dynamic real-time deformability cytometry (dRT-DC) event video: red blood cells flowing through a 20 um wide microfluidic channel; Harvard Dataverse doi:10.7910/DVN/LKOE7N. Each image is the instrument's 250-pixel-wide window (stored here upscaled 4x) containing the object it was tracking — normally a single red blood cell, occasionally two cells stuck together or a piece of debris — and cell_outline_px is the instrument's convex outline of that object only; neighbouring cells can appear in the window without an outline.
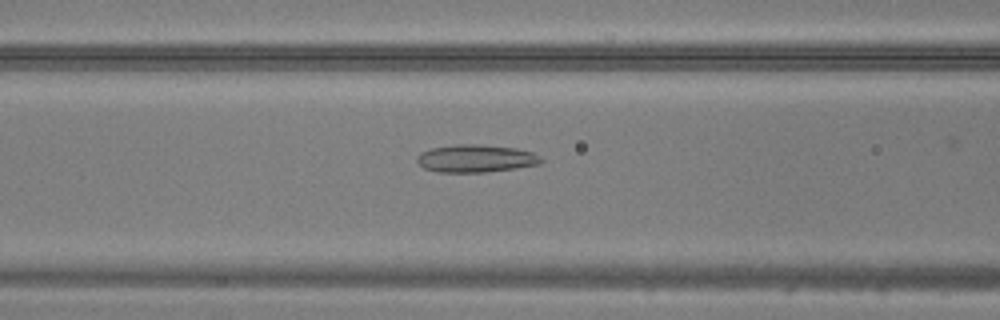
{"species": "common noctule bat (a hibernating species)", "species_latin": "Nyctalus noctula", "temperature_condition": "warm", "stored_images_in_passage": 46, "camera_frame_rate_fps": 3000, "um_per_image_px": 0.085, "animal": {"sex": "male", "body_mass_g": 20.5, "forearm_length_mm": 52.5}, "frame": {"image": 1, "passage_image": 21, "time_ms": 6.667, "image_size_px": [1000, 320], "cell_outline_px": [[544, 160], [540, 164], [516, 168], [488, 172], [440, 172], [424, 168], [416, 160], [416, 156], [420, 152], [432, 148], [456, 144], [480, 144], [516, 148], [532, 152]], "centroid_in_image_um": [40.44, 13.47], "position_along_channel_um": 126.2, "area_um2": 20.06}}
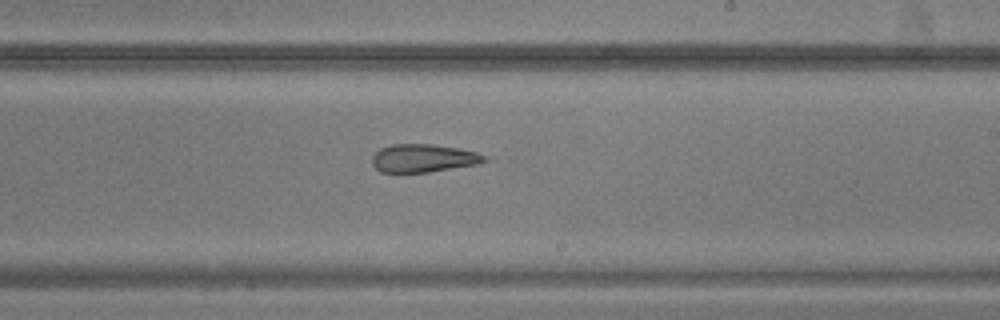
{"frame": {"image": 2, "passage_image": 30, "time_ms": 9.667, "image_size_px": [1000, 320], "cell_outline_px": [[488, 160], [476, 164], [428, 172], [380, 172], [372, 164], [372, 156], [380, 148], [392, 144], [432, 144], [456, 148], [476, 152], [484, 156]], "centroid_in_image_um": [35.94, 13.44], "position_along_channel_um": 253.1, "area_um2": 18.15}}
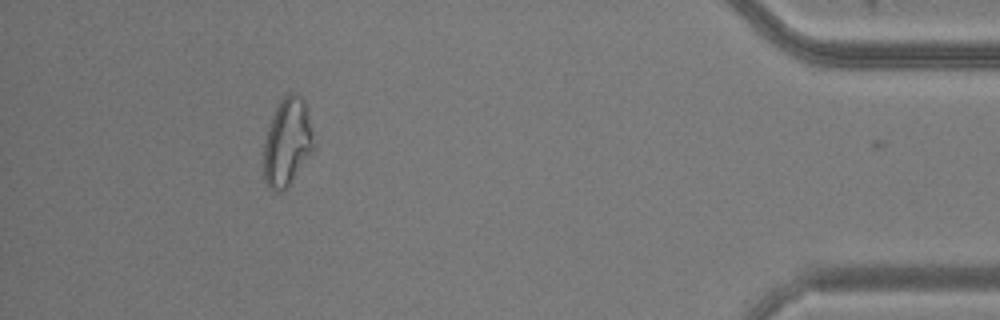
{"frame": {"image": 3, "passage_image": 45, "time_ms": 14.667, "image_size_px": [1000, 320], "cell_outline_px": [[316, 148], [288, 188], [280, 192], [276, 192], [268, 188], [264, 180], [264, 144], [268, 128], [272, 116], [280, 100], [288, 92], [296, 92], [304, 100]], "centroid_in_image_um": [24.43, 12.13], "position_along_channel_um": 410.8, "area_um2": 25.95}}